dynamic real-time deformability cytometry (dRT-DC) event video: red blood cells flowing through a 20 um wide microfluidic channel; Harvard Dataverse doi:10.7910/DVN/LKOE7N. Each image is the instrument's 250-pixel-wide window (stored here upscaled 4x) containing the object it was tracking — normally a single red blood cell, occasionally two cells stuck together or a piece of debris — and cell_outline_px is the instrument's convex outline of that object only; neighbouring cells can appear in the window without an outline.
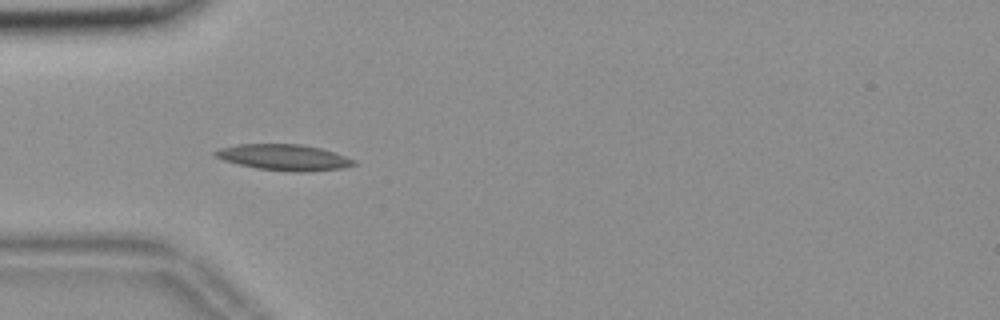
{"species": "common noctule bat (a hibernating species)", "species_latin": "Nyctalus noctula", "temperature_condition": "room temperature", "stored_images_in_passage": 44, "camera_frame_rate_fps": 3000, "um_per_image_px": 0.085, "animal": {"sex": "female", "body_mass_g": 18.4}, "frame": {"image": 1, "passage_image": 5, "time_ms": 1.333, "image_size_px": [1000, 320], "cell_outline_px": [[356, 164], [344, 168], [296, 172], [292, 172], [256, 168], [224, 160], [212, 156], [212, 152], [220, 148], [236, 144], [300, 144], [320, 148], [356, 160]], "centroid_in_image_um": [24.09, 13.37], "position_along_channel_um": 60.9, "area_um2": 20.87}}
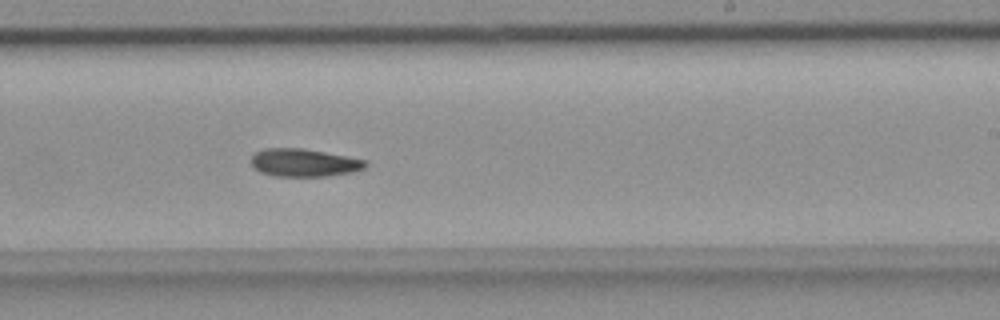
{"frame": {"image": 2, "passage_image": 22, "time_ms": 7.0, "image_size_px": [1000, 320], "cell_outline_px": [[368, 164], [364, 168], [352, 172], [328, 176], [272, 176], [260, 172], [252, 164], [252, 156], [256, 152], [264, 148], [300, 148], [324, 152], [364, 160]], "centroid_in_image_um": [25.81, 13.83], "position_along_channel_um": 263.2, "area_um2": 18.32}}
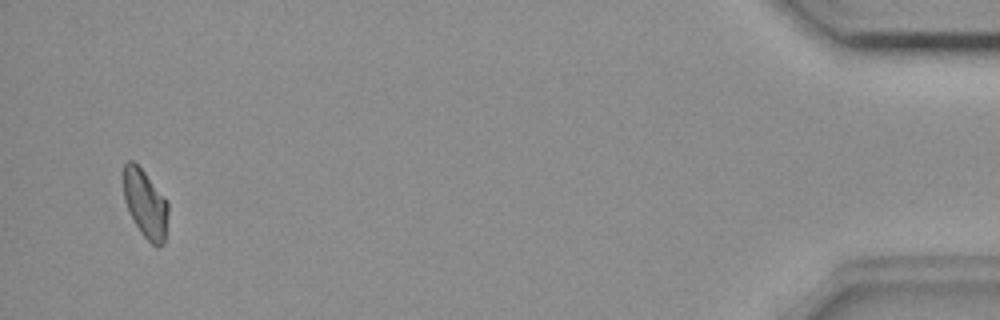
{"frame": {"image": 3, "passage_image": 42, "time_ms": 13.667, "image_size_px": [1000, 320], "cell_outline_px": [[168, 212], [164, 244], [160, 248], [156, 248], [140, 232], [124, 200], [124, 164], [128, 160], [132, 160], [144, 172], [168, 204]], "centroid_in_image_um": [12.36, 17.37], "position_along_channel_um": 422.8, "area_um2": 17.28}, "authors_computed_cell_mechanics": {"area_um2": 18.5538, "velocity_mm_per_s": 3.6228, "shape_relaxation_time_tau1_ms": 8.5823, "shape_relaxation_time_tau2_ms": null, "deformation_change_tau1": 0.1626, "deformation_change_tau2": null}}